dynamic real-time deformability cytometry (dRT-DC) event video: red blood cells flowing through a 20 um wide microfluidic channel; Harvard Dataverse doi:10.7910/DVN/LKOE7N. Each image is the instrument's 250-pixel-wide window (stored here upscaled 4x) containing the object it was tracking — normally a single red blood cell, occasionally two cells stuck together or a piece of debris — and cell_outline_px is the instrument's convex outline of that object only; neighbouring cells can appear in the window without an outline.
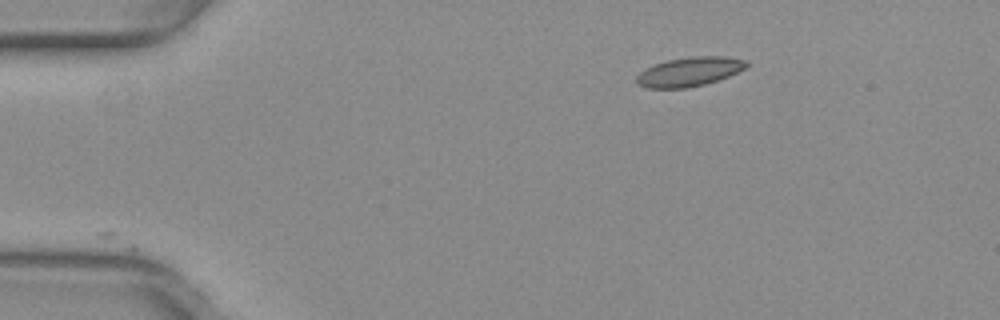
{"species": "common noctule bat (a hibernating species)", "species_latin": "Nyctalus noctula", "temperature_condition": "warm", "stored_images_in_passage": 33, "camera_frame_rate_fps": 3000, "um_per_image_px": 0.085, "animal": {"sex": "female", "body_mass_g": 29.2, "forearm_length_mm": 56.3}, "frame": {"image": 1, "passage_image": 1, "time_ms": 0.0, "image_size_px": [1000, 320], "cell_outline_px": [[748, 64], [744, 68], [728, 76], [704, 84], [688, 88], [648, 88], [636, 84], [636, 76], [640, 72], [656, 64], [668, 60], [692, 56], [724, 56], [748, 60]], "centroid_in_image_um": [58.59, 6.09], "position_along_channel_um": 26.4, "area_um2": 18.5}}
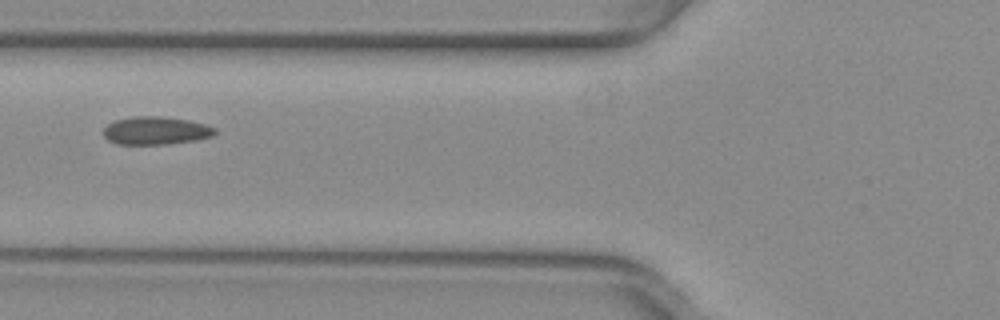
{"frame": {"image": 2, "passage_image": 13, "time_ms": 4.0, "image_size_px": [1000, 320], "cell_outline_px": [[216, 132], [212, 136], [196, 140], [168, 144], [116, 144], [108, 140], [104, 136], [104, 128], [108, 124], [116, 120], [132, 116], [160, 116], [188, 120], [204, 124], [216, 128]], "centroid_in_image_um": [13.24, 11.1], "position_along_channel_um": 112.6, "area_um2": 18.15}}
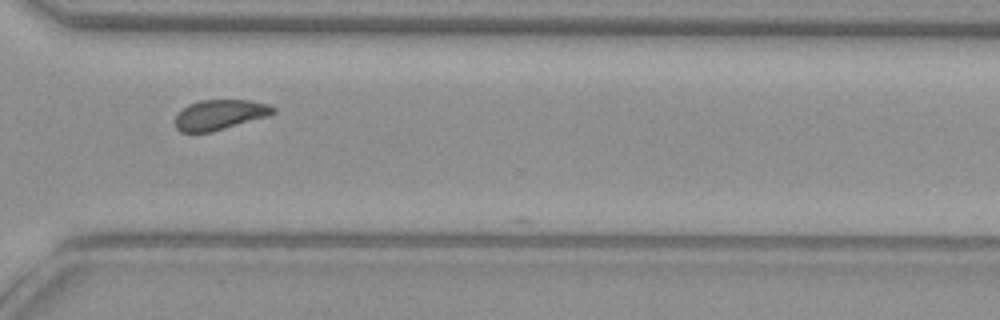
{"frame": {"image": 3, "passage_image": 31, "time_ms": 10.0, "image_size_px": [1000, 320], "cell_outline_px": [[276, 112], [268, 116], [212, 132], [180, 132], [176, 128], [172, 120], [176, 112], [188, 104], [200, 100], [248, 100], [268, 104], [276, 108]], "centroid_in_image_um": [18.62, 9.75], "position_along_channel_um": 352.0, "area_um2": 17.51}}